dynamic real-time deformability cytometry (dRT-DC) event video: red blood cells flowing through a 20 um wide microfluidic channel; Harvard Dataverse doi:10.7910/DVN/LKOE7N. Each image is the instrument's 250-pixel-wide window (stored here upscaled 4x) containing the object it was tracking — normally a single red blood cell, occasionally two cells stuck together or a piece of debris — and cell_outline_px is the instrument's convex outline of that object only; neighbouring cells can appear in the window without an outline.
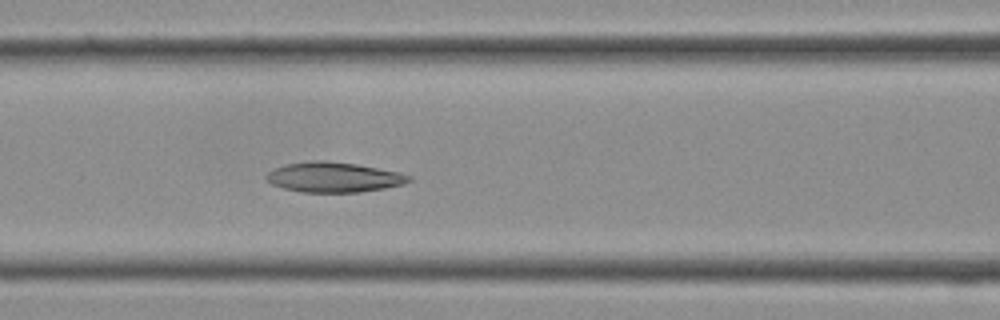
{"species": "Egyptian fruit bat (a non-hibernating species)", "species_latin": "Rousettus aegyptiacus", "temperature_condition": "cold", "stored_images_in_passage": 12, "camera_frame_rate_fps": 3000, "um_per_image_px": 0.085, "frame": {"image": 1, "passage_image": 12, "time_ms": 3.667, "image_size_px": [1000, 320], "cell_outline_px": [[412, 180], [404, 184], [384, 188], [360, 192], [300, 192], [284, 188], [272, 184], [264, 176], [268, 172], [284, 164], [312, 160], [324, 160], [356, 164], [396, 172], [412, 176]], "centroid_in_image_um": [28.35, 15.06], "position_along_channel_um": 138.3, "area_um2": 24.85}}